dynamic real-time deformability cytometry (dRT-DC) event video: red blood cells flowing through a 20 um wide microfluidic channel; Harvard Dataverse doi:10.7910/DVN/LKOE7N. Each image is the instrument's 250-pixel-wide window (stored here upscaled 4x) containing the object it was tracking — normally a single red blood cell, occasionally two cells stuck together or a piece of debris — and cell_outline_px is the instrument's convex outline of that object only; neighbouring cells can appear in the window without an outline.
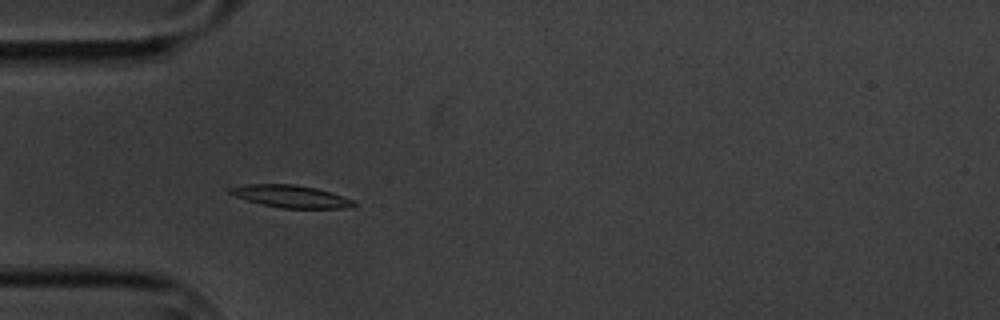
{"species": "common noctule bat (a hibernating species)", "species_latin": "Nyctalus noctula", "temperature_condition": "cold", "stored_images_in_passage": 7, "camera_frame_rate_fps": 3000, "um_per_image_px": 0.085, "animal": {"sex": "male", "body_mass_g": 20.1, "forearm_length_mm": 53.5}, "frame": {"image": 1, "passage_image": 5, "time_ms": 4.333, "image_size_px": [1000, 320], "cell_outline_px": [[356, 204], [344, 208], [280, 208], [260, 204], [236, 196], [228, 192], [228, 188], [248, 184], [292, 184], [316, 188], [352, 200]], "centroid_in_image_um": [24.66, 16.69], "position_along_channel_um": 60.3, "area_um2": 15.78}}
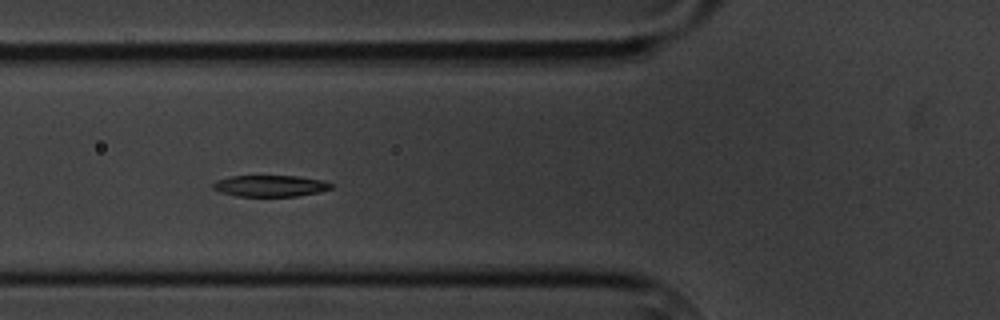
{"frame": {"image": 2, "passage_image": 6, "time_ms": 5.667, "image_size_px": [1000, 320], "cell_outline_px": [[332, 188], [320, 192], [296, 196], [236, 196], [220, 192], [212, 188], [212, 184], [216, 180], [228, 176], [296, 176], [324, 180], [332, 184]], "centroid_in_image_um": [22.95, 15.8], "position_along_channel_um": 102.9, "area_um2": 14.8}}
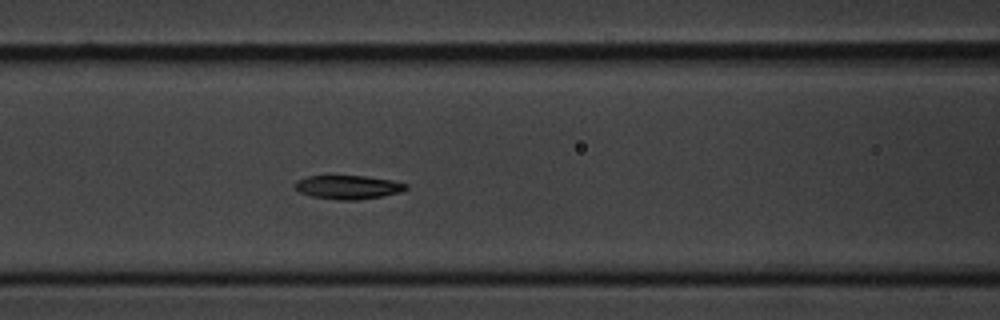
{"frame": {"image": 3, "passage_image": 7, "time_ms": 6.667, "image_size_px": [1000, 320], "cell_outline_px": [[408, 188], [400, 192], [384, 196], [356, 200], [340, 200], [312, 196], [300, 192], [292, 184], [296, 180], [308, 176], [364, 176], [392, 180], [408, 184]], "centroid_in_image_um": [29.59, 15.91], "position_along_channel_um": 137.0, "area_um2": 15.37}}